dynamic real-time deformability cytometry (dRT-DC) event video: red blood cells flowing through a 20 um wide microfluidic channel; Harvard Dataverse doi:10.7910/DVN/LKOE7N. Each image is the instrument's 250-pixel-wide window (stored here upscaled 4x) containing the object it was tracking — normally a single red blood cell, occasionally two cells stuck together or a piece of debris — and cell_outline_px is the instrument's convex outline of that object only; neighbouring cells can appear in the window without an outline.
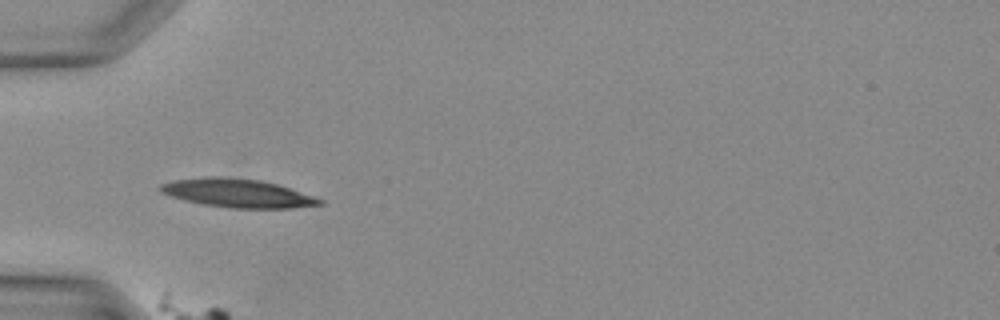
{"species": "Egyptian fruit bat (a non-hibernating species)", "species_latin": "Rousettus aegyptiacus", "temperature_condition": "warm", "stored_images_in_passage": 21, "camera_frame_rate_fps": 3000, "um_per_image_px": 0.085, "animal": {"sex": "female"}, "frame": {"image": 1, "passage_image": 2, "time_ms": 0.333, "image_size_px": [1000, 320], "cell_outline_px": [[324, 204], [292, 208], [232, 208], [204, 204], [184, 200], [160, 192], [156, 188], [160, 184], [176, 180], [208, 176], [228, 176], [260, 180], [276, 184], [324, 200]], "centroid_in_image_um": [20.16, 16.41], "position_along_channel_um": 64.8, "area_um2": 26.36}}
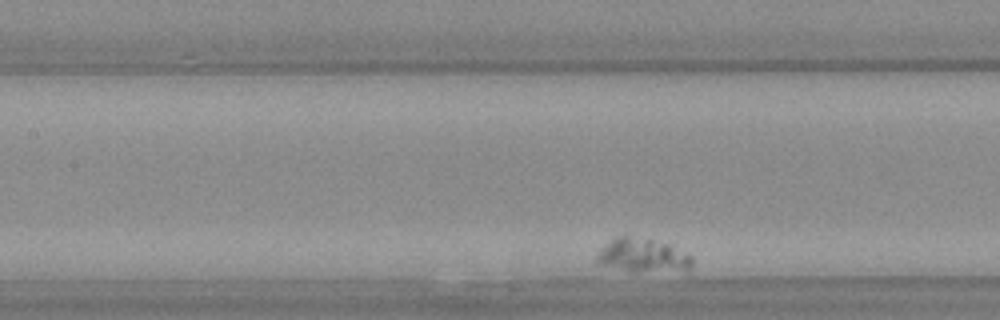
{"frame": {"image": 2, "passage_image": 11, "time_ms": 3.333, "image_size_px": [1000, 320], "cell_outline_px": [[692, 264], [688, 272], [628, 272], [596, 264], [592, 260], [600, 248], [616, 236], [628, 236], [652, 240], [668, 244], [692, 256]], "centroid_in_image_um": [54.59, 21.77], "position_along_channel_um": 152.8, "area_um2": 19.48}}
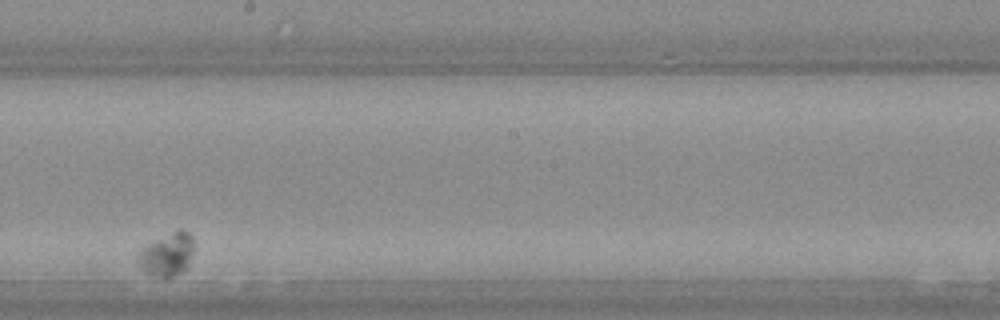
{"frame": {"image": 3, "passage_image": 18, "time_ms": 5.667, "image_size_px": [1000, 320], "cell_outline_px": [[192, 252], [188, 264], [180, 272], [172, 276], [144, 276], [136, 260], [136, 252], [144, 244], [180, 228], [188, 232], [192, 236]], "centroid_in_image_um": [14.09, 21.62], "position_along_channel_um": 234.1, "area_um2": 14.33}}